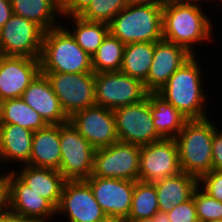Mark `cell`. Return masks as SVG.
Segmentation results:
<instances>
[{
  "instance_id": "obj_1",
  "label": "cell",
  "mask_w": 222,
  "mask_h": 222,
  "mask_svg": "<svg viewBox=\"0 0 222 222\" xmlns=\"http://www.w3.org/2000/svg\"><path fill=\"white\" fill-rule=\"evenodd\" d=\"M200 5L163 4V40L184 47L192 55L196 54L195 43H211L212 21Z\"/></svg>"
},
{
  "instance_id": "obj_2",
  "label": "cell",
  "mask_w": 222,
  "mask_h": 222,
  "mask_svg": "<svg viewBox=\"0 0 222 222\" xmlns=\"http://www.w3.org/2000/svg\"><path fill=\"white\" fill-rule=\"evenodd\" d=\"M199 65L200 62L198 63L197 57L193 55L157 91L188 119L208 117L204 109L208 97L202 88L203 72Z\"/></svg>"
},
{
  "instance_id": "obj_3",
  "label": "cell",
  "mask_w": 222,
  "mask_h": 222,
  "mask_svg": "<svg viewBox=\"0 0 222 222\" xmlns=\"http://www.w3.org/2000/svg\"><path fill=\"white\" fill-rule=\"evenodd\" d=\"M39 60L41 72L93 73L92 57L63 25L45 31Z\"/></svg>"
},
{
  "instance_id": "obj_4",
  "label": "cell",
  "mask_w": 222,
  "mask_h": 222,
  "mask_svg": "<svg viewBox=\"0 0 222 222\" xmlns=\"http://www.w3.org/2000/svg\"><path fill=\"white\" fill-rule=\"evenodd\" d=\"M216 125L209 119H188L175 138L182 172L198 179L212 170V141Z\"/></svg>"
},
{
  "instance_id": "obj_5",
  "label": "cell",
  "mask_w": 222,
  "mask_h": 222,
  "mask_svg": "<svg viewBox=\"0 0 222 222\" xmlns=\"http://www.w3.org/2000/svg\"><path fill=\"white\" fill-rule=\"evenodd\" d=\"M162 9L163 5H127L109 23V32L124 44L161 41Z\"/></svg>"
},
{
  "instance_id": "obj_6",
  "label": "cell",
  "mask_w": 222,
  "mask_h": 222,
  "mask_svg": "<svg viewBox=\"0 0 222 222\" xmlns=\"http://www.w3.org/2000/svg\"><path fill=\"white\" fill-rule=\"evenodd\" d=\"M95 148L70 121L60 124L59 172L68 180H86L92 175Z\"/></svg>"
},
{
  "instance_id": "obj_7",
  "label": "cell",
  "mask_w": 222,
  "mask_h": 222,
  "mask_svg": "<svg viewBox=\"0 0 222 222\" xmlns=\"http://www.w3.org/2000/svg\"><path fill=\"white\" fill-rule=\"evenodd\" d=\"M41 73L47 77L69 118L77 111L96 105L95 73Z\"/></svg>"
},
{
  "instance_id": "obj_8",
  "label": "cell",
  "mask_w": 222,
  "mask_h": 222,
  "mask_svg": "<svg viewBox=\"0 0 222 222\" xmlns=\"http://www.w3.org/2000/svg\"><path fill=\"white\" fill-rule=\"evenodd\" d=\"M140 146L118 141L94 153L91 176L139 180Z\"/></svg>"
},
{
  "instance_id": "obj_9",
  "label": "cell",
  "mask_w": 222,
  "mask_h": 222,
  "mask_svg": "<svg viewBox=\"0 0 222 222\" xmlns=\"http://www.w3.org/2000/svg\"><path fill=\"white\" fill-rule=\"evenodd\" d=\"M113 113L119 141L141 147L162 139L153 124L147 97L135 104L115 108Z\"/></svg>"
},
{
  "instance_id": "obj_10",
  "label": "cell",
  "mask_w": 222,
  "mask_h": 222,
  "mask_svg": "<svg viewBox=\"0 0 222 222\" xmlns=\"http://www.w3.org/2000/svg\"><path fill=\"white\" fill-rule=\"evenodd\" d=\"M44 34L35 22L13 14L0 29V55L39 59Z\"/></svg>"
},
{
  "instance_id": "obj_11",
  "label": "cell",
  "mask_w": 222,
  "mask_h": 222,
  "mask_svg": "<svg viewBox=\"0 0 222 222\" xmlns=\"http://www.w3.org/2000/svg\"><path fill=\"white\" fill-rule=\"evenodd\" d=\"M147 93L142 81L120 71L95 74L96 105L113 110L140 102Z\"/></svg>"
},
{
  "instance_id": "obj_12",
  "label": "cell",
  "mask_w": 222,
  "mask_h": 222,
  "mask_svg": "<svg viewBox=\"0 0 222 222\" xmlns=\"http://www.w3.org/2000/svg\"><path fill=\"white\" fill-rule=\"evenodd\" d=\"M7 210L21 221L48 222L56 216V208L40 194L32 191L13 170L6 172Z\"/></svg>"
},
{
  "instance_id": "obj_13",
  "label": "cell",
  "mask_w": 222,
  "mask_h": 222,
  "mask_svg": "<svg viewBox=\"0 0 222 222\" xmlns=\"http://www.w3.org/2000/svg\"><path fill=\"white\" fill-rule=\"evenodd\" d=\"M181 172L175 139H161L140 147V181L155 183Z\"/></svg>"
},
{
  "instance_id": "obj_14",
  "label": "cell",
  "mask_w": 222,
  "mask_h": 222,
  "mask_svg": "<svg viewBox=\"0 0 222 222\" xmlns=\"http://www.w3.org/2000/svg\"><path fill=\"white\" fill-rule=\"evenodd\" d=\"M109 220H125L131 210L135 181L90 176L85 180Z\"/></svg>"
},
{
  "instance_id": "obj_15",
  "label": "cell",
  "mask_w": 222,
  "mask_h": 222,
  "mask_svg": "<svg viewBox=\"0 0 222 222\" xmlns=\"http://www.w3.org/2000/svg\"><path fill=\"white\" fill-rule=\"evenodd\" d=\"M56 214H68L69 222H109L85 180L65 182Z\"/></svg>"
},
{
  "instance_id": "obj_16",
  "label": "cell",
  "mask_w": 222,
  "mask_h": 222,
  "mask_svg": "<svg viewBox=\"0 0 222 222\" xmlns=\"http://www.w3.org/2000/svg\"><path fill=\"white\" fill-rule=\"evenodd\" d=\"M69 121L95 149L119 141L112 109L94 105L77 111Z\"/></svg>"
},
{
  "instance_id": "obj_17",
  "label": "cell",
  "mask_w": 222,
  "mask_h": 222,
  "mask_svg": "<svg viewBox=\"0 0 222 222\" xmlns=\"http://www.w3.org/2000/svg\"><path fill=\"white\" fill-rule=\"evenodd\" d=\"M40 73L39 59L0 55V102L21 98L24 90Z\"/></svg>"
},
{
  "instance_id": "obj_18",
  "label": "cell",
  "mask_w": 222,
  "mask_h": 222,
  "mask_svg": "<svg viewBox=\"0 0 222 222\" xmlns=\"http://www.w3.org/2000/svg\"><path fill=\"white\" fill-rule=\"evenodd\" d=\"M193 55L184 47L161 40L155 42L152 65L144 82L148 92L159 91L168 79Z\"/></svg>"
},
{
  "instance_id": "obj_19",
  "label": "cell",
  "mask_w": 222,
  "mask_h": 222,
  "mask_svg": "<svg viewBox=\"0 0 222 222\" xmlns=\"http://www.w3.org/2000/svg\"><path fill=\"white\" fill-rule=\"evenodd\" d=\"M21 98L39 113L48 125H59L69 121L47 77L42 73L29 84Z\"/></svg>"
},
{
  "instance_id": "obj_20",
  "label": "cell",
  "mask_w": 222,
  "mask_h": 222,
  "mask_svg": "<svg viewBox=\"0 0 222 222\" xmlns=\"http://www.w3.org/2000/svg\"><path fill=\"white\" fill-rule=\"evenodd\" d=\"M15 174L28 185V187L47 199L56 209L59 206L62 190L67 181L56 169L23 165Z\"/></svg>"
},
{
  "instance_id": "obj_21",
  "label": "cell",
  "mask_w": 222,
  "mask_h": 222,
  "mask_svg": "<svg viewBox=\"0 0 222 222\" xmlns=\"http://www.w3.org/2000/svg\"><path fill=\"white\" fill-rule=\"evenodd\" d=\"M154 185L157 192L159 212L167 213L174 206L192 198L194 190L198 187V178L181 172L176 176L155 182Z\"/></svg>"
},
{
  "instance_id": "obj_22",
  "label": "cell",
  "mask_w": 222,
  "mask_h": 222,
  "mask_svg": "<svg viewBox=\"0 0 222 222\" xmlns=\"http://www.w3.org/2000/svg\"><path fill=\"white\" fill-rule=\"evenodd\" d=\"M60 164V124L35 131L31 157L26 165L59 170Z\"/></svg>"
},
{
  "instance_id": "obj_23",
  "label": "cell",
  "mask_w": 222,
  "mask_h": 222,
  "mask_svg": "<svg viewBox=\"0 0 222 222\" xmlns=\"http://www.w3.org/2000/svg\"><path fill=\"white\" fill-rule=\"evenodd\" d=\"M34 132L15 124H0V163L15 161L26 165L32 151Z\"/></svg>"
},
{
  "instance_id": "obj_24",
  "label": "cell",
  "mask_w": 222,
  "mask_h": 222,
  "mask_svg": "<svg viewBox=\"0 0 222 222\" xmlns=\"http://www.w3.org/2000/svg\"><path fill=\"white\" fill-rule=\"evenodd\" d=\"M147 98L157 134L162 139H175L188 118L157 92H148Z\"/></svg>"
},
{
  "instance_id": "obj_25",
  "label": "cell",
  "mask_w": 222,
  "mask_h": 222,
  "mask_svg": "<svg viewBox=\"0 0 222 222\" xmlns=\"http://www.w3.org/2000/svg\"><path fill=\"white\" fill-rule=\"evenodd\" d=\"M11 6L13 14L35 22L45 31L61 25L57 16H62V0H11Z\"/></svg>"
},
{
  "instance_id": "obj_26",
  "label": "cell",
  "mask_w": 222,
  "mask_h": 222,
  "mask_svg": "<svg viewBox=\"0 0 222 222\" xmlns=\"http://www.w3.org/2000/svg\"><path fill=\"white\" fill-rule=\"evenodd\" d=\"M154 48L155 42L125 44L120 72L144 83L152 65Z\"/></svg>"
},
{
  "instance_id": "obj_27",
  "label": "cell",
  "mask_w": 222,
  "mask_h": 222,
  "mask_svg": "<svg viewBox=\"0 0 222 222\" xmlns=\"http://www.w3.org/2000/svg\"><path fill=\"white\" fill-rule=\"evenodd\" d=\"M0 124H15L33 132L48 126L41 115L22 98L6 99L0 102Z\"/></svg>"
},
{
  "instance_id": "obj_28",
  "label": "cell",
  "mask_w": 222,
  "mask_h": 222,
  "mask_svg": "<svg viewBox=\"0 0 222 222\" xmlns=\"http://www.w3.org/2000/svg\"><path fill=\"white\" fill-rule=\"evenodd\" d=\"M70 18L73 20L75 28H72V30L66 26L65 28L74 37L76 43L92 57L109 33V24L88 21L80 16H72Z\"/></svg>"
},
{
  "instance_id": "obj_29",
  "label": "cell",
  "mask_w": 222,
  "mask_h": 222,
  "mask_svg": "<svg viewBox=\"0 0 222 222\" xmlns=\"http://www.w3.org/2000/svg\"><path fill=\"white\" fill-rule=\"evenodd\" d=\"M125 44L110 32L92 56L93 73L120 71Z\"/></svg>"
},
{
  "instance_id": "obj_30",
  "label": "cell",
  "mask_w": 222,
  "mask_h": 222,
  "mask_svg": "<svg viewBox=\"0 0 222 222\" xmlns=\"http://www.w3.org/2000/svg\"><path fill=\"white\" fill-rule=\"evenodd\" d=\"M158 212V199L154 183L135 181L131 210L125 221L154 217Z\"/></svg>"
},
{
  "instance_id": "obj_31",
  "label": "cell",
  "mask_w": 222,
  "mask_h": 222,
  "mask_svg": "<svg viewBox=\"0 0 222 222\" xmlns=\"http://www.w3.org/2000/svg\"><path fill=\"white\" fill-rule=\"evenodd\" d=\"M127 5L126 0H92L80 17L88 21L109 24Z\"/></svg>"
},
{
  "instance_id": "obj_32",
  "label": "cell",
  "mask_w": 222,
  "mask_h": 222,
  "mask_svg": "<svg viewBox=\"0 0 222 222\" xmlns=\"http://www.w3.org/2000/svg\"><path fill=\"white\" fill-rule=\"evenodd\" d=\"M199 222L222 220V202L210 197L198 186L193 193Z\"/></svg>"
},
{
  "instance_id": "obj_33",
  "label": "cell",
  "mask_w": 222,
  "mask_h": 222,
  "mask_svg": "<svg viewBox=\"0 0 222 222\" xmlns=\"http://www.w3.org/2000/svg\"><path fill=\"white\" fill-rule=\"evenodd\" d=\"M198 186L210 197L222 202V170L212 169L202 175L198 179Z\"/></svg>"
},
{
  "instance_id": "obj_34",
  "label": "cell",
  "mask_w": 222,
  "mask_h": 222,
  "mask_svg": "<svg viewBox=\"0 0 222 222\" xmlns=\"http://www.w3.org/2000/svg\"><path fill=\"white\" fill-rule=\"evenodd\" d=\"M166 214L170 222H199L193 197Z\"/></svg>"
},
{
  "instance_id": "obj_35",
  "label": "cell",
  "mask_w": 222,
  "mask_h": 222,
  "mask_svg": "<svg viewBox=\"0 0 222 222\" xmlns=\"http://www.w3.org/2000/svg\"><path fill=\"white\" fill-rule=\"evenodd\" d=\"M92 0H62V16L66 18L80 16L90 5Z\"/></svg>"
},
{
  "instance_id": "obj_36",
  "label": "cell",
  "mask_w": 222,
  "mask_h": 222,
  "mask_svg": "<svg viewBox=\"0 0 222 222\" xmlns=\"http://www.w3.org/2000/svg\"><path fill=\"white\" fill-rule=\"evenodd\" d=\"M212 169L222 170V130H218V127L212 141Z\"/></svg>"
},
{
  "instance_id": "obj_37",
  "label": "cell",
  "mask_w": 222,
  "mask_h": 222,
  "mask_svg": "<svg viewBox=\"0 0 222 222\" xmlns=\"http://www.w3.org/2000/svg\"><path fill=\"white\" fill-rule=\"evenodd\" d=\"M13 15L11 0H0V29Z\"/></svg>"
},
{
  "instance_id": "obj_38",
  "label": "cell",
  "mask_w": 222,
  "mask_h": 222,
  "mask_svg": "<svg viewBox=\"0 0 222 222\" xmlns=\"http://www.w3.org/2000/svg\"><path fill=\"white\" fill-rule=\"evenodd\" d=\"M7 211V186L5 174L0 175V215Z\"/></svg>"
},
{
  "instance_id": "obj_39",
  "label": "cell",
  "mask_w": 222,
  "mask_h": 222,
  "mask_svg": "<svg viewBox=\"0 0 222 222\" xmlns=\"http://www.w3.org/2000/svg\"><path fill=\"white\" fill-rule=\"evenodd\" d=\"M130 222H170L166 213L158 212L154 217L140 218Z\"/></svg>"
},
{
  "instance_id": "obj_40",
  "label": "cell",
  "mask_w": 222,
  "mask_h": 222,
  "mask_svg": "<svg viewBox=\"0 0 222 222\" xmlns=\"http://www.w3.org/2000/svg\"><path fill=\"white\" fill-rule=\"evenodd\" d=\"M128 5H163L164 0H126Z\"/></svg>"
},
{
  "instance_id": "obj_41",
  "label": "cell",
  "mask_w": 222,
  "mask_h": 222,
  "mask_svg": "<svg viewBox=\"0 0 222 222\" xmlns=\"http://www.w3.org/2000/svg\"><path fill=\"white\" fill-rule=\"evenodd\" d=\"M0 222H25L19 220L13 214H11L8 210L0 215Z\"/></svg>"
},
{
  "instance_id": "obj_42",
  "label": "cell",
  "mask_w": 222,
  "mask_h": 222,
  "mask_svg": "<svg viewBox=\"0 0 222 222\" xmlns=\"http://www.w3.org/2000/svg\"><path fill=\"white\" fill-rule=\"evenodd\" d=\"M200 1H204V0H164V4H197L199 5L198 3ZM206 1V0H205Z\"/></svg>"
},
{
  "instance_id": "obj_43",
  "label": "cell",
  "mask_w": 222,
  "mask_h": 222,
  "mask_svg": "<svg viewBox=\"0 0 222 222\" xmlns=\"http://www.w3.org/2000/svg\"><path fill=\"white\" fill-rule=\"evenodd\" d=\"M109 222H127L125 220H110Z\"/></svg>"
},
{
  "instance_id": "obj_44",
  "label": "cell",
  "mask_w": 222,
  "mask_h": 222,
  "mask_svg": "<svg viewBox=\"0 0 222 222\" xmlns=\"http://www.w3.org/2000/svg\"><path fill=\"white\" fill-rule=\"evenodd\" d=\"M209 222H222V220H212V221H209Z\"/></svg>"
}]
</instances>
